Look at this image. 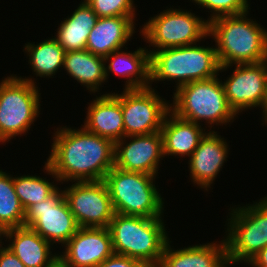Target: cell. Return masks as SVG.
Returning <instances> with one entry per match:
<instances>
[{
	"label": "cell",
	"instance_id": "277c9868",
	"mask_svg": "<svg viewBox=\"0 0 267 267\" xmlns=\"http://www.w3.org/2000/svg\"><path fill=\"white\" fill-rule=\"evenodd\" d=\"M150 52V82L176 79V88L211 79L220 71L215 48L194 45Z\"/></svg>",
	"mask_w": 267,
	"mask_h": 267
},
{
	"label": "cell",
	"instance_id": "e575fe53",
	"mask_svg": "<svg viewBox=\"0 0 267 267\" xmlns=\"http://www.w3.org/2000/svg\"><path fill=\"white\" fill-rule=\"evenodd\" d=\"M1 235H3V232H2V230L0 229V236H1ZM0 238H1V237H0ZM0 243H1V241H0Z\"/></svg>",
	"mask_w": 267,
	"mask_h": 267
},
{
	"label": "cell",
	"instance_id": "5b68a950",
	"mask_svg": "<svg viewBox=\"0 0 267 267\" xmlns=\"http://www.w3.org/2000/svg\"><path fill=\"white\" fill-rule=\"evenodd\" d=\"M153 175L113 167L104 179L115 213L146 218L161 217L162 198Z\"/></svg>",
	"mask_w": 267,
	"mask_h": 267
},
{
	"label": "cell",
	"instance_id": "52a82bcc",
	"mask_svg": "<svg viewBox=\"0 0 267 267\" xmlns=\"http://www.w3.org/2000/svg\"><path fill=\"white\" fill-rule=\"evenodd\" d=\"M32 79L10 76L0 83V142L25 133L39 114V92Z\"/></svg>",
	"mask_w": 267,
	"mask_h": 267
},
{
	"label": "cell",
	"instance_id": "e0dca14e",
	"mask_svg": "<svg viewBox=\"0 0 267 267\" xmlns=\"http://www.w3.org/2000/svg\"><path fill=\"white\" fill-rule=\"evenodd\" d=\"M84 128L111 140L114 144L125 138L119 95L110 93L97 97L88 107Z\"/></svg>",
	"mask_w": 267,
	"mask_h": 267
},
{
	"label": "cell",
	"instance_id": "d4e9b609",
	"mask_svg": "<svg viewBox=\"0 0 267 267\" xmlns=\"http://www.w3.org/2000/svg\"><path fill=\"white\" fill-rule=\"evenodd\" d=\"M25 51L29 52L32 70L37 76H52L63 66L66 51L55 38L47 39L37 45L28 43Z\"/></svg>",
	"mask_w": 267,
	"mask_h": 267
},
{
	"label": "cell",
	"instance_id": "4fadbf2b",
	"mask_svg": "<svg viewBox=\"0 0 267 267\" xmlns=\"http://www.w3.org/2000/svg\"><path fill=\"white\" fill-rule=\"evenodd\" d=\"M222 85L235 114L248 107L262 106L267 90V61L236 64L233 74Z\"/></svg>",
	"mask_w": 267,
	"mask_h": 267
},
{
	"label": "cell",
	"instance_id": "83f0119b",
	"mask_svg": "<svg viewBox=\"0 0 267 267\" xmlns=\"http://www.w3.org/2000/svg\"><path fill=\"white\" fill-rule=\"evenodd\" d=\"M95 12L102 17H135L133 0H84Z\"/></svg>",
	"mask_w": 267,
	"mask_h": 267
},
{
	"label": "cell",
	"instance_id": "484cf974",
	"mask_svg": "<svg viewBox=\"0 0 267 267\" xmlns=\"http://www.w3.org/2000/svg\"><path fill=\"white\" fill-rule=\"evenodd\" d=\"M25 210L18 198L13 178L0 170V229L24 226Z\"/></svg>",
	"mask_w": 267,
	"mask_h": 267
},
{
	"label": "cell",
	"instance_id": "2e32d148",
	"mask_svg": "<svg viewBox=\"0 0 267 267\" xmlns=\"http://www.w3.org/2000/svg\"><path fill=\"white\" fill-rule=\"evenodd\" d=\"M216 133L205 134L189 160L193 182L205 190L210 188L228 154L227 143Z\"/></svg>",
	"mask_w": 267,
	"mask_h": 267
},
{
	"label": "cell",
	"instance_id": "9a60e30c",
	"mask_svg": "<svg viewBox=\"0 0 267 267\" xmlns=\"http://www.w3.org/2000/svg\"><path fill=\"white\" fill-rule=\"evenodd\" d=\"M59 257L69 267H97L114 254L108 228L79 227Z\"/></svg>",
	"mask_w": 267,
	"mask_h": 267
},
{
	"label": "cell",
	"instance_id": "cb8c5ba5",
	"mask_svg": "<svg viewBox=\"0 0 267 267\" xmlns=\"http://www.w3.org/2000/svg\"><path fill=\"white\" fill-rule=\"evenodd\" d=\"M105 60L88 50L66 52L63 68L90 91H97L106 78Z\"/></svg>",
	"mask_w": 267,
	"mask_h": 267
},
{
	"label": "cell",
	"instance_id": "7402d4cb",
	"mask_svg": "<svg viewBox=\"0 0 267 267\" xmlns=\"http://www.w3.org/2000/svg\"><path fill=\"white\" fill-rule=\"evenodd\" d=\"M104 60L105 63L106 60L111 61L107 67L105 66L106 78L108 72L112 71L117 75L129 77L126 81L125 89L150 87L148 85L150 84V52L148 50L139 48L133 53L116 50L104 57Z\"/></svg>",
	"mask_w": 267,
	"mask_h": 267
},
{
	"label": "cell",
	"instance_id": "d6a6232c",
	"mask_svg": "<svg viewBox=\"0 0 267 267\" xmlns=\"http://www.w3.org/2000/svg\"><path fill=\"white\" fill-rule=\"evenodd\" d=\"M48 267H69L59 256Z\"/></svg>",
	"mask_w": 267,
	"mask_h": 267
},
{
	"label": "cell",
	"instance_id": "836d02e7",
	"mask_svg": "<svg viewBox=\"0 0 267 267\" xmlns=\"http://www.w3.org/2000/svg\"><path fill=\"white\" fill-rule=\"evenodd\" d=\"M261 108L263 109V113L265 114V115L263 114L264 120L267 123V90H266L265 98H264Z\"/></svg>",
	"mask_w": 267,
	"mask_h": 267
},
{
	"label": "cell",
	"instance_id": "30bf717a",
	"mask_svg": "<svg viewBox=\"0 0 267 267\" xmlns=\"http://www.w3.org/2000/svg\"><path fill=\"white\" fill-rule=\"evenodd\" d=\"M24 226L32 228L50 244H66L79 228L64 197V190L60 192L58 189L25 211Z\"/></svg>",
	"mask_w": 267,
	"mask_h": 267
},
{
	"label": "cell",
	"instance_id": "1f68e13d",
	"mask_svg": "<svg viewBox=\"0 0 267 267\" xmlns=\"http://www.w3.org/2000/svg\"><path fill=\"white\" fill-rule=\"evenodd\" d=\"M248 263L255 267H267V247L259 251Z\"/></svg>",
	"mask_w": 267,
	"mask_h": 267
},
{
	"label": "cell",
	"instance_id": "5bb4252c",
	"mask_svg": "<svg viewBox=\"0 0 267 267\" xmlns=\"http://www.w3.org/2000/svg\"><path fill=\"white\" fill-rule=\"evenodd\" d=\"M127 137L133 140L125 146L123 138L115 143L114 167L155 176L164 157L161 132Z\"/></svg>",
	"mask_w": 267,
	"mask_h": 267
},
{
	"label": "cell",
	"instance_id": "ffe728a7",
	"mask_svg": "<svg viewBox=\"0 0 267 267\" xmlns=\"http://www.w3.org/2000/svg\"><path fill=\"white\" fill-rule=\"evenodd\" d=\"M12 239L7 247L26 267H48L56 255L50 252V243L30 227H16L3 231V235ZM52 255V256H51ZM51 256V257H50Z\"/></svg>",
	"mask_w": 267,
	"mask_h": 267
},
{
	"label": "cell",
	"instance_id": "3957f363",
	"mask_svg": "<svg viewBox=\"0 0 267 267\" xmlns=\"http://www.w3.org/2000/svg\"><path fill=\"white\" fill-rule=\"evenodd\" d=\"M161 217L146 218L115 213L108 229L114 254L157 267L168 242Z\"/></svg>",
	"mask_w": 267,
	"mask_h": 267
},
{
	"label": "cell",
	"instance_id": "ac0fdd59",
	"mask_svg": "<svg viewBox=\"0 0 267 267\" xmlns=\"http://www.w3.org/2000/svg\"><path fill=\"white\" fill-rule=\"evenodd\" d=\"M134 17L98 18L89 34L86 50L94 55L106 57L123 48L134 33Z\"/></svg>",
	"mask_w": 267,
	"mask_h": 267
},
{
	"label": "cell",
	"instance_id": "7c38bea8",
	"mask_svg": "<svg viewBox=\"0 0 267 267\" xmlns=\"http://www.w3.org/2000/svg\"><path fill=\"white\" fill-rule=\"evenodd\" d=\"M64 197L79 227L108 228L115 215L104 180L75 182Z\"/></svg>",
	"mask_w": 267,
	"mask_h": 267
},
{
	"label": "cell",
	"instance_id": "7a4b0ae2",
	"mask_svg": "<svg viewBox=\"0 0 267 267\" xmlns=\"http://www.w3.org/2000/svg\"><path fill=\"white\" fill-rule=\"evenodd\" d=\"M247 13L208 21V36L213 35L218 45L215 50L221 71L231 64L267 61V32L258 23L247 19Z\"/></svg>",
	"mask_w": 267,
	"mask_h": 267
},
{
	"label": "cell",
	"instance_id": "6da1fadb",
	"mask_svg": "<svg viewBox=\"0 0 267 267\" xmlns=\"http://www.w3.org/2000/svg\"><path fill=\"white\" fill-rule=\"evenodd\" d=\"M55 136L45 170L57 181H101L114 167L115 144L111 140L85 128L63 127Z\"/></svg>",
	"mask_w": 267,
	"mask_h": 267
},
{
	"label": "cell",
	"instance_id": "4dcf8cb0",
	"mask_svg": "<svg viewBox=\"0 0 267 267\" xmlns=\"http://www.w3.org/2000/svg\"><path fill=\"white\" fill-rule=\"evenodd\" d=\"M0 267H26L7 247L0 246Z\"/></svg>",
	"mask_w": 267,
	"mask_h": 267
},
{
	"label": "cell",
	"instance_id": "9c48e42d",
	"mask_svg": "<svg viewBox=\"0 0 267 267\" xmlns=\"http://www.w3.org/2000/svg\"><path fill=\"white\" fill-rule=\"evenodd\" d=\"M145 39L159 51L165 48L195 45L208 36V20L190 11L167 9L151 18L141 31Z\"/></svg>",
	"mask_w": 267,
	"mask_h": 267
},
{
	"label": "cell",
	"instance_id": "8fae6325",
	"mask_svg": "<svg viewBox=\"0 0 267 267\" xmlns=\"http://www.w3.org/2000/svg\"><path fill=\"white\" fill-rule=\"evenodd\" d=\"M119 94L125 137L147 135L158 132L170 105L164 102L151 87L143 89H124Z\"/></svg>",
	"mask_w": 267,
	"mask_h": 267
},
{
	"label": "cell",
	"instance_id": "603a6c76",
	"mask_svg": "<svg viewBox=\"0 0 267 267\" xmlns=\"http://www.w3.org/2000/svg\"><path fill=\"white\" fill-rule=\"evenodd\" d=\"M97 19L98 16L84 1L72 16L61 22L55 39L66 52L85 50L89 34Z\"/></svg>",
	"mask_w": 267,
	"mask_h": 267
},
{
	"label": "cell",
	"instance_id": "f1b7e54d",
	"mask_svg": "<svg viewBox=\"0 0 267 267\" xmlns=\"http://www.w3.org/2000/svg\"><path fill=\"white\" fill-rule=\"evenodd\" d=\"M202 7H206L213 11L211 18L215 19L220 16L237 15L248 12L247 0H193ZM215 14V15H214Z\"/></svg>",
	"mask_w": 267,
	"mask_h": 267
},
{
	"label": "cell",
	"instance_id": "ba28073f",
	"mask_svg": "<svg viewBox=\"0 0 267 267\" xmlns=\"http://www.w3.org/2000/svg\"><path fill=\"white\" fill-rule=\"evenodd\" d=\"M231 210L225 238L228 263H246L267 247V197L252 206Z\"/></svg>",
	"mask_w": 267,
	"mask_h": 267
},
{
	"label": "cell",
	"instance_id": "d6986e66",
	"mask_svg": "<svg viewBox=\"0 0 267 267\" xmlns=\"http://www.w3.org/2000/svg\"><path fill=\"white\" fill-rule=\"evenodd\" d=\"M169 240L157 267H226L228 264L226 241L220 245L207 243L172 250Z\"/></svg>",
	"mask_w": 267,
	"mask_h": 267
},
{
	"label": "cell",
	"instance_id": "f546056e",
	"mask_svg": "<svg viewBox=\"0 0 267 267\" xmlns=\"http://www.w3.org/2000/svg\"><path fill=\"white\" fill-rule=\"evenodd\" d=\"M97 267H149L145 262L127 256L113 254Z\"/></svg>",
	"mask_w": 267,
	"mask_h": 267
},
{
	"label": "cell",
	"instance_id": "44dd1931",
	"mask_svg": "<svg viewBox=\"0 0 267 267\" xmlns=\"http://www.w3.org/2000/svg\"><path fill=\"white\" fill-rule=\"evenodd\" d=\"M160 132L163 155L181 154V157L184 155L190 157L206 134L203 133L201 125L181 119L171 111L166 114Z\"/></svg>",
	"mask_w": 267,
	"mask_h": 267
},
{
	"label": "cell",
	"instance_id": "4316f807",
	"mask_svg": "<svg viewBox=\"0 0 267 267\" xmlns=\"http://www.w3.org/2000/svg\"><path fill=\"white\" fill-rule=\"evenodd\" d=\"M13 185L25 211L33 204L46 200L57 189L46 179L29 175L14 177Z\"/></svg>",
	"mask_w": 267,
	"mask_h": 267
},
{
	"label": "cell",
	"instance_id": "8992f818",
	"mask_svg": "<svg viewBox=\"0 0 267 267\" xmlns=\"http://www.w3.org/2000/svg\"><path fill=\"white\" fill-rule=\"evenodd\" d=\"M170 111L181 119L198 123L206 120L210 126L230 122L236 116L230 108L222 83L216 77L192 81L175 90Z\"/></svg>",
	"mask_w": 267,
	"mask_h": 267
}]
</instances>
